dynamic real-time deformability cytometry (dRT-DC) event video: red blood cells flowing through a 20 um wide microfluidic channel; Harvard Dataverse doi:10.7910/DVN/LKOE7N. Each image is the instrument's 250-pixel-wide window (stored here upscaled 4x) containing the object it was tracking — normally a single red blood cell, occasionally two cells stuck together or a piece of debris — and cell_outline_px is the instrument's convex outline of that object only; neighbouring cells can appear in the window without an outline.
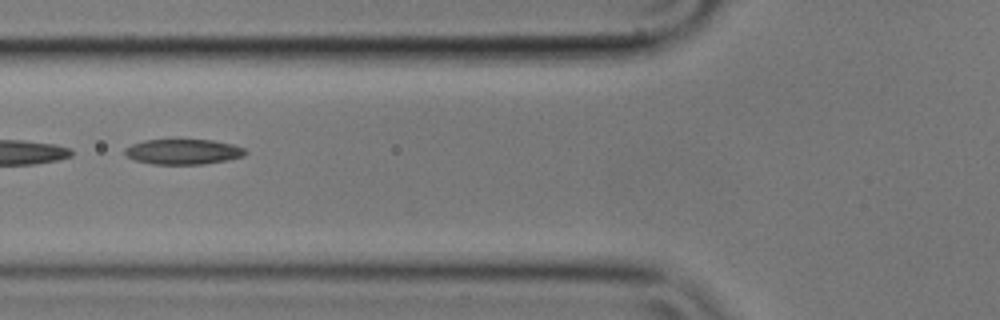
{"species": "common noctule bat (a hibernating species)", "species_latin": "Nyctalus noctula", "temperature_condition": "cold", "stored_images_in_passage": 5, "camera_frame_rate_fps": 3000, "um_per_image_px": 0.085, "animal": {"sex": "male", "body_mass_g": 17.9}, "frame": {"image": 1, "passage_image": 3, "time_ms": 0.667, "image_size_px": [1000, 320], "cell_outline_px": [[248, 152], [244, 156], [228, 160], [204, 164], [152, 164], [136, 160], [128, 156], [124, 152], [124, 148], [132, 144], [144, 140], [212, 140], [232, 144], [244, 148]], "centroid_in_image_um": [15.59, 12.9], "position_along_channel_um": 110.2, "area_um2": 17.69}}